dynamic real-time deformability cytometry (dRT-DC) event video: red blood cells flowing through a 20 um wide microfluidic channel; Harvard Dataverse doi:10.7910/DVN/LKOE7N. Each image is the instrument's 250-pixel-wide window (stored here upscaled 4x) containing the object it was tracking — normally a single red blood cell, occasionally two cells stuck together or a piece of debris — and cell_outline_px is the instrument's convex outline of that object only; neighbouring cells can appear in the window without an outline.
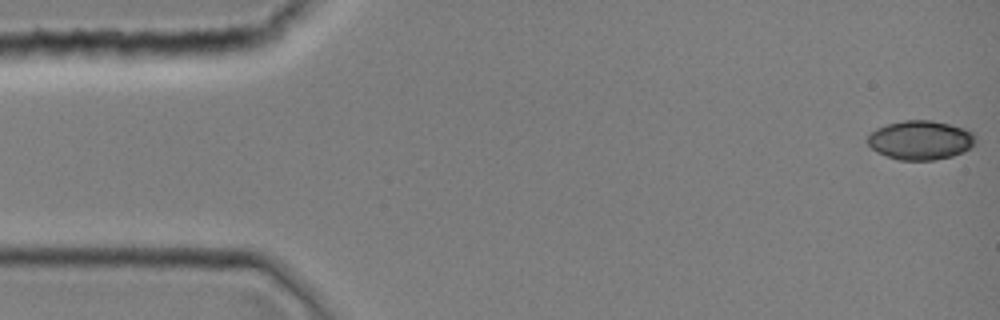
{"species": "common noctule bat (a hibernating species)", "species_latin": "Nyctalus noctula", "temperature_condition": "room temperature", "stored_images_in_passage": 43, "camera_frame_rate_fps": 3000, "um_per_image_px": 0.085, "animal": {"sex": "female", "body_mass_g": 19.0, "forearm_length_mm": 51.5}, "frame": {"image": 1, "passage_image": 1, "time_ms": 0.0, "image_size_px": [1000, 320], "cell_outline_px": [[976, 144], [952, 156], [932, 160], [896, 160], [876, 152], [868, 144], [868, 136], [876, 128], [888, 124], [904, 120], [932, 120], [964, 128], [972, 132], [976, 136]], "centroid_in_image_um": [78.23, 11.91], "position_along_channel_um": 6.8, "area_um2": 24.57}}
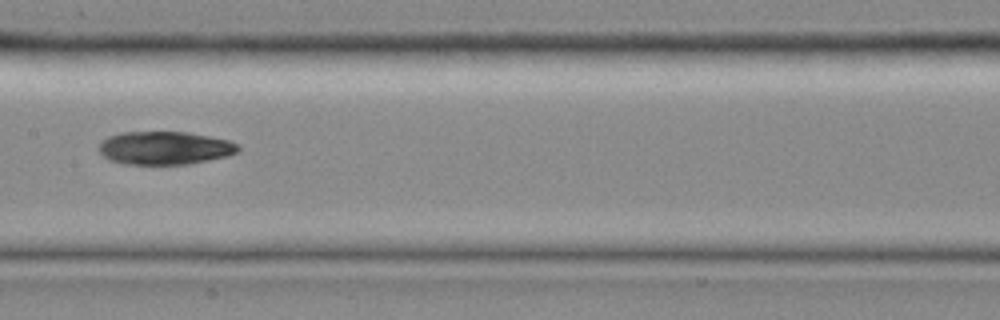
{"frame": {"image": 2, "passage_image": 22, "time_ms": 7.0, "image_size_px": [1000, 320], "cell_outline_px": [[240, 152], [228, 156], [188, 164], [124, 164], [108, 160], [96, 148], [100, 140], [108, 136], [120, 132], [188, 132], [228, 140], [240, 144]], "centroid_in_image_um": [13.98, 12.57], "position_along_channel_um": 193.4, "area_um2": 27.28}}
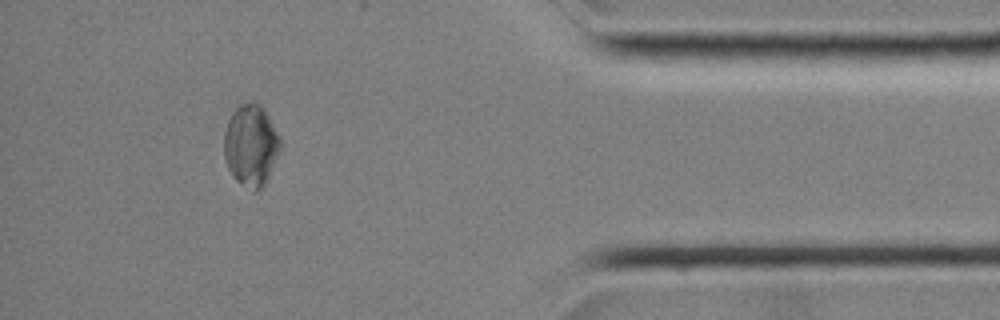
{"frame": {"image": 3, "passage_image": 39, "time_ms": 12.667, "image_size_px": [1000, 320], "cell_outline_px": [[280, 152], [264, 188], [256, 192], [252, 192], [236, 180], [232, 176], [224, 160], [224, 132], [228, 120], [232, 112], [240, 104], [260, 104], [264, 108], [280, 136]], "centroid_in_image_um": [21.34, 12.41], "position_along_channel_um": 413.9, "area_um2": 27.11}}